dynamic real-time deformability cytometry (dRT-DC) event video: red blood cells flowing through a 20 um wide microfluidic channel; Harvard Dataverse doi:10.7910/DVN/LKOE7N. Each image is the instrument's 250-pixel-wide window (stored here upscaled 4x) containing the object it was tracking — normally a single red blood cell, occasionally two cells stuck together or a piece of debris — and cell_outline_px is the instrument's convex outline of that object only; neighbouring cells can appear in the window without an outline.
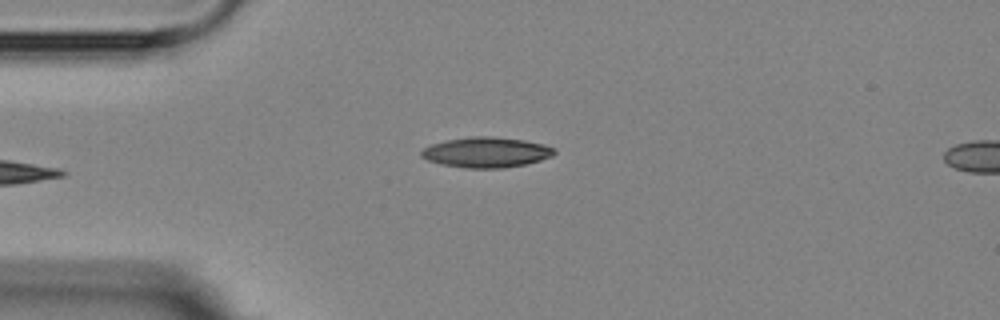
{"species": "Egyptian fruit bat (a non-hibernating species)", "species_latin": "Rousettus aegyptiacus", "temperature_condition": "room temperature", "stored_images_in_passage": 4, "camera_frame_rate_fps": 3000, "um_per_image_px": 0.085, "animal": {"sex": "female"}, "frame": {"image": 1, "passage_image": 4, "time_ms": 3.333, "image_size_px": [1000, 320], "cell_outline_px": [[556, 152], [552, 156], [540, 160], [524, 164], [504, 168], [464, 168], [440, 164], [428, 160], [420, 156], [420, 152], [424, 148], [432, 144], [448, 140], [476, 136], [488, 136], [524, 140], [544, 144], [556, 148]], "centroid_in_image_um": [41.35, 12.95], "position_along_channel_um": 43.7, "area_um2": 23.41}}